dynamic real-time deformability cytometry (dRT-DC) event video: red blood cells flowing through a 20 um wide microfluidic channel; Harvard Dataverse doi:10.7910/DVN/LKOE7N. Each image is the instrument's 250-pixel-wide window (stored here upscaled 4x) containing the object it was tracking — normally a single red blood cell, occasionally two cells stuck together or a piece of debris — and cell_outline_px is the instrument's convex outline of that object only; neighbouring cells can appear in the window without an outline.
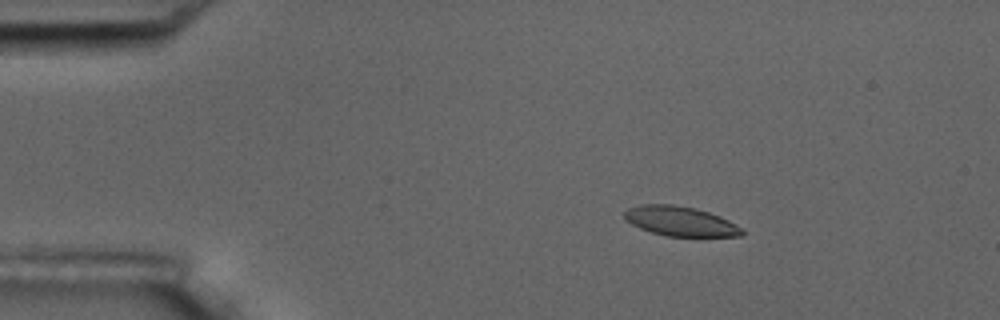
{"species": "common noctule bat (a hibernating species)", "species_latin": "Nyctalus noctula", "temperature_condition": "room temperature", "stored_images_in_passage": 4, "camera_frame_rate_fps": 3000, "um_per_image_px": 0.085, "animal": {"sex": "male", "body_mass_g": 17.5, "forearm_length_mm": 52.3}, "frame": {"image": 1, "passage_image": 2, "time_ms": 2.0, "image_size_px": [1000, 320], "cell_outline_px": [[744, 232], [740, 236], [668, 236], [652, 232], [640, 228], [624, 220], [624, 212], [628, 208], [640, 204], [672, 204], [696, 208], [720, 216], [736, 224]], "centroid_in_image_um": [57.79, 18.79], "position_along_channel_um": 27.2, "area_um2": 20.23}}